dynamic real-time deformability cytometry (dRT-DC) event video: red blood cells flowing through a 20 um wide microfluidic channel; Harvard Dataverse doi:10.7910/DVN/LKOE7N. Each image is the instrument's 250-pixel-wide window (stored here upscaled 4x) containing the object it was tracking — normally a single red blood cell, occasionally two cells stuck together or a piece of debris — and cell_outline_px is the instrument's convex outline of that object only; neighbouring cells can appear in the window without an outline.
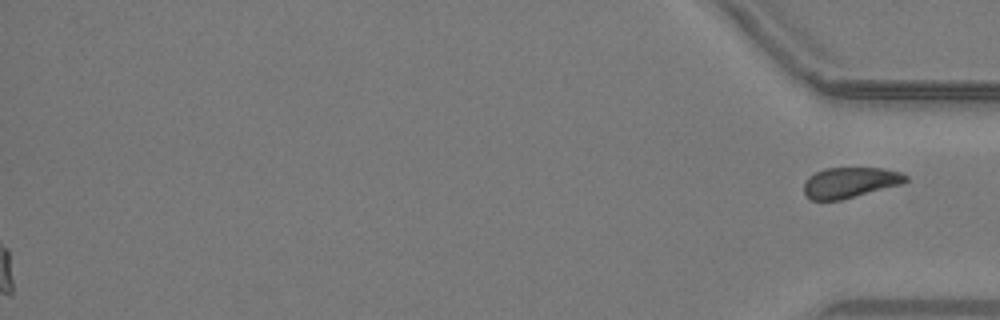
{"species": "common noctule bat (a hibernating species)", "species_latin": "Nyctalus noctula", "temperature_condition": "warm", "stored_images_in_passage": 39, "segment_of_instrument_passage": [2, 2], "camera_frame_rate_fps": 3000, "um_per_image_px": 0.085, "animal": {"sex": "male", "body_mass_g": 19.2, "forearm_length_mm": 51.8}, "frame": {"image": 1, "passage_image": 39, "time_ms": 12.667, "image_size_px": [1000, 320], "cell_outline_px": [[908, 180], [900, 184], [840, 200], [808, 200], [804, 192], [804, 184], [808, 176], [824, 168], [880, 168], [900, 172], [908, 176]], "centroid_in_image_um": [72.2, 15.51], "position_along_channel_um": 363.0, "area_um2": 17.98}}